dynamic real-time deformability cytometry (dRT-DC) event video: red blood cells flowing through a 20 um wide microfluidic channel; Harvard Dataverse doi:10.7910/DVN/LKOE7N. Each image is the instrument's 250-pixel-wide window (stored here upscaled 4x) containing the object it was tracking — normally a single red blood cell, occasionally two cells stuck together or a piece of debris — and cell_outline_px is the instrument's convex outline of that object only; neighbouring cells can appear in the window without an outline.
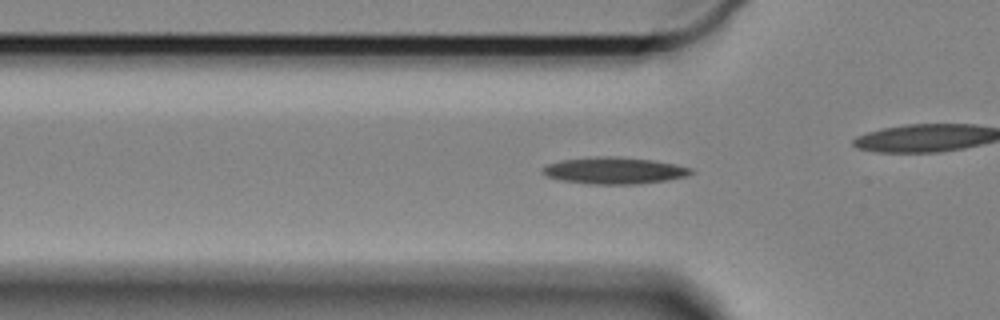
{"species": "Egyptian fruit bat (a non-hibernating species)", "species_latin": "Rousettus aegyptiacus", "temperature_condition": "cold", "stored_images_in_passage": 49, "camera_frame_rate_fps": 3000, "um_per_image_px": 0.085, "animal": {"sex": "female"}, "frame": {"image": 1, "passage_image": 17, "time_ms": 5.333, "image_size_px": [1000, 320], "cell_outline_px": [[696, 172], [684, 176], [668, 180], [636, 184], [588, 184], [560, 180], [548, 176], [540, 172], [540, 168], [548, 164], [560, 160], [596, 156], [616, 156], [652, 160], [676, 164], [692, 168]], "centroid_in_image_um": [52.19, 14.49], "position_along_channel_um": 73.6, "area_um2": 23.29}}
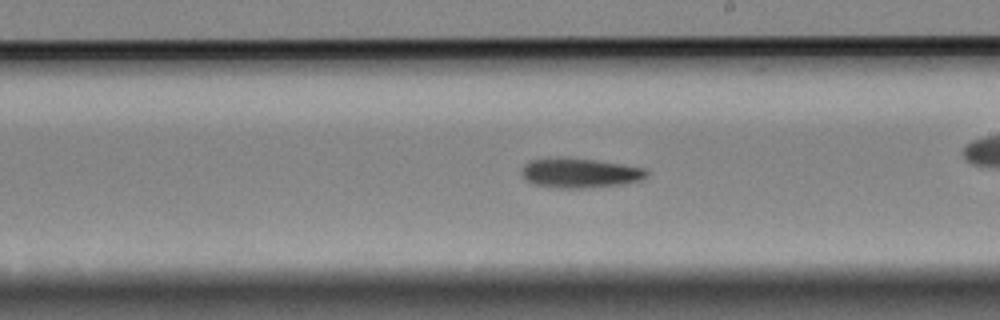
{"frame": {"image": 2, "passage_image": 32, "time_ms": 10.333, "image_size_px": [1000, 320], "cell_outline_px": [[648, 176], [640, 180], [624, 184], [588, 188], [556, 188], [532, 184], [520, 172], [524, 164], [528, 160], [560, 156], [596, 160], [624, 164], [644, 168], [648, 172]], "centroid_in_image_um": [49.27, 14.69], "position_along_channel_um": 239.7, "area_um2": 22.02}}
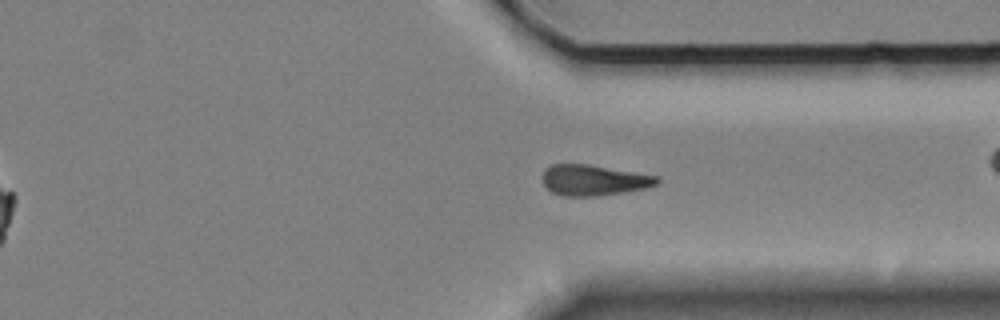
{"frame": {"image": 3, "passage_image": 43, "time_ms": 14.0, "image_size_px": [1000, 320], "cell_outline_px": [[660, 180], [656, 184], [644, 188], [624, 192], [596, 196], [560, 196], [552, 192], [544, 184], [544, 168], [552, 164], [588, 164], [660, 176]], "centroid_in_image_um": [50.47, 15.31], "position_along_channel_um": 360.9, "area_um2": 20.46}, "authors_computed_cell_mechanics": {"area_um2": 21.0392, "velocity_mm_per_s": 3.3033, "shape_relaxation_time_tau1_ms": 6.8768, "shape_relaxation_time_tau2_ms": null, "deformation_change_tau1": 0.1152, "deformation_change_tau2": null}}